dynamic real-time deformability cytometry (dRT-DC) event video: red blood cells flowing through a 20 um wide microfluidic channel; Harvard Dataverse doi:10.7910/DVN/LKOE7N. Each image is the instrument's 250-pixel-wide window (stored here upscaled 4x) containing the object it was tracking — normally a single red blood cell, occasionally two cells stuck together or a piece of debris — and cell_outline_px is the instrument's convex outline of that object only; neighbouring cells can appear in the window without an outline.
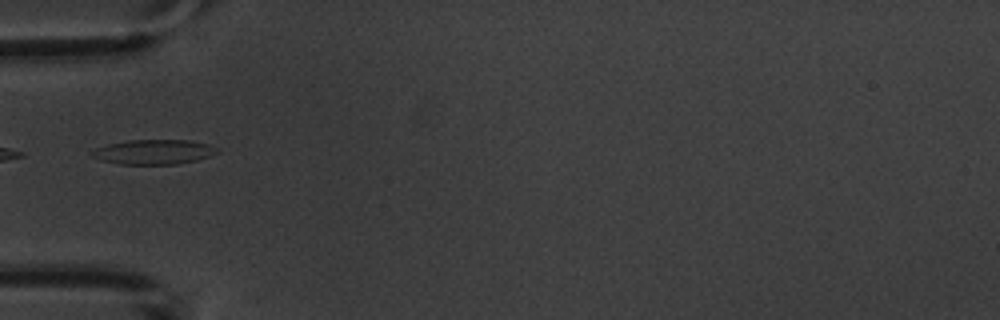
{"species": "common noctule bat (a hibernating species)", "species_latin": "Nyctalus noctula", "temperature_condition": "warm", "stored_images_in_passage": 1, "camera_frame_rate_fps": 3000, "um_per_image_px": 0.085, "animal": {"sex": "male", "body_mass_g": 20.1, "forearm_length_mm": 53.5}, "frame": {"image": 1, "passage_image": 1, "time_ms": 0.0, "image_size_px": [1000, 320], "cell_outline_px": [[220, 152], [196, 160], [176, 164], [120, 164], [104, 160], [92, 156], [88, 152], [96, 148], [108, 144], [128, 140], [192, 140], [208, 144], [220, 148]], "centroid_in_image_um": [13.1, 12.9], "position_along_channel_um": 71.9, "area_um2": 18.03}}